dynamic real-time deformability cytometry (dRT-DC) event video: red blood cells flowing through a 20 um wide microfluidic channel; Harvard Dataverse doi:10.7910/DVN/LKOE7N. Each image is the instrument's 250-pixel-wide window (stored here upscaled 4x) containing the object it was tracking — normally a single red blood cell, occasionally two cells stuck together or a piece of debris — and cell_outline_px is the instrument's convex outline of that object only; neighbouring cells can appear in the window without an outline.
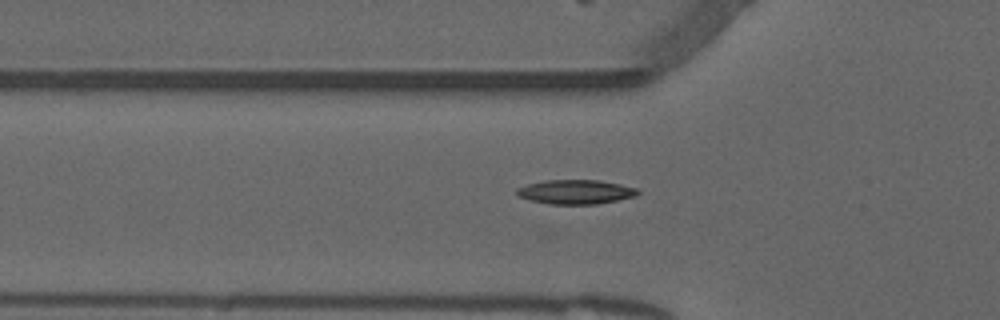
{"species": "common noctule bat (a hibernating species)", "species_latin": "Nyctalus noctula", "temperature_condition": "warm", "stored_images_in_passage": 27, "camera_frame_rate_fps": 3000, "um_per_image_px": 0.085, "animal": {"sex": "male", "forearm_length_mm": 52.5}, "frame": {"image": 1, "passage_image": 3, "time_ms": 0.667, "image_size_px": [1000, 320], "cell_outline_px": [[640, 192], [636, 196], [596, 204], [548, 204], [516, 196], [516, 188], [528, 184], [544, 180], [600, 180], [620, 184], [636, 188]], "centroid_in_image_um": [48.91, 16.3], "position_along_channel_um": 76.9, "area_um2": 17.11}}
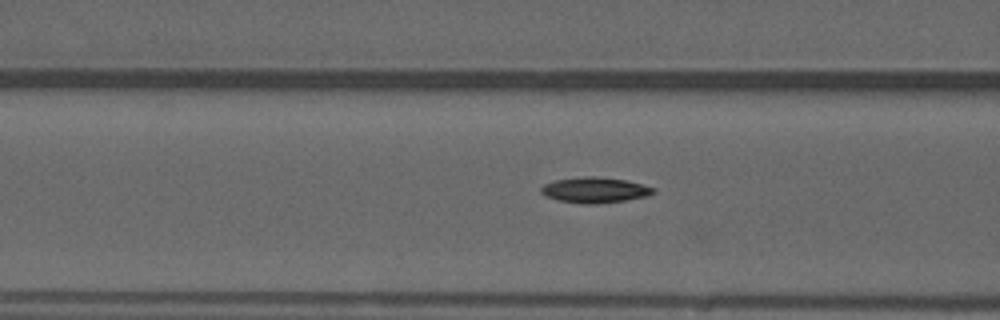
{"frame": {"image": 2, "passage_image": 6, "time_ms": 1.667, "image_size_px": [1000, 320], "cell_outline_px": [[656, 192], [648, 196], [624, 200], [596, 204], [580, 204], [560, 200], [548, 196], [540, 192], [540, 188], [544, 184], [556, 180], [588, 176], [596, 176], [628, 180], [656, 188]], "centroid_in_image_um": [50.61, 16.15], "position_along_channel_um": 116.0, "area_um2": 16.7}}
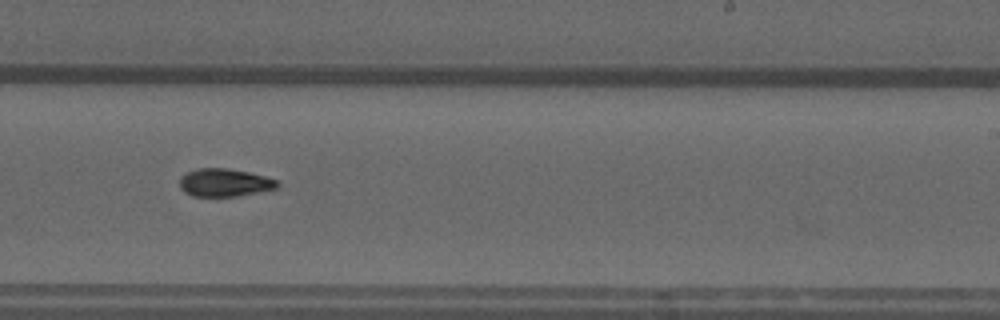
{"frame": {"image": 3, "passage_image": 18, "time_ms": 5.667, "image_size_px": [1000, 320], "cell_outline_px": [[280, 184], [276, 188], [236, 196], [192, 196], [184, 192], [180, 188], [180, 176], [196, 168], [228, 168], [248, 172], [264, 176], [276, 180]], "centroid_in_image_um": [19.04, 15.51], "position_along_channel_um": 270.0, "area_um2": 15.78}}